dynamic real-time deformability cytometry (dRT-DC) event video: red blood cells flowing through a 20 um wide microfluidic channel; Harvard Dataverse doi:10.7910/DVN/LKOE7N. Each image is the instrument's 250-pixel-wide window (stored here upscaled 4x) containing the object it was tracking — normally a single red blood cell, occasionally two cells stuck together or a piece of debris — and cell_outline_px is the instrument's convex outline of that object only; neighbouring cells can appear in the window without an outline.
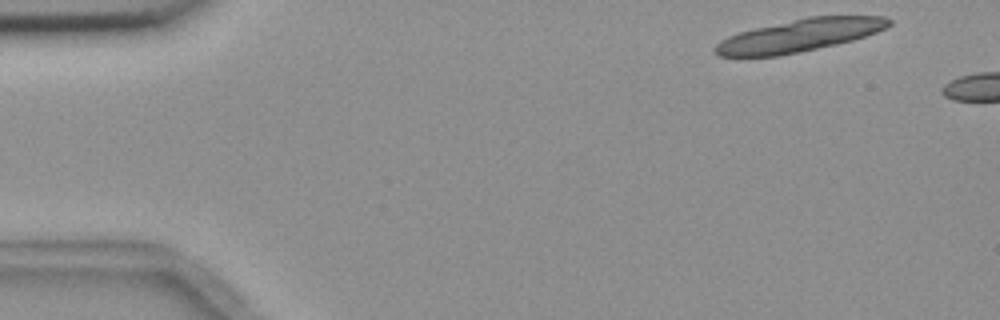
{"species": "common noctule bat (a hibernating species)", "species_latin": "Nyctalus noctula", "temperature_condition": "room temperature", "stored_images_in_passage": 2, "camera_frame_rate_fps": 3000, "um_per_image_px": 0.085, "animal": {"sex": "female", "body_mass_g": 18.4}, "frame": {"image": 1, "passage_image": 1, "time_ms": 0.0, "image_size_px": [1000, 320], "cell_outline_px": [[892, 24], [876, 32], [852, 40], [836, 44], [776, 56], [720, 56], [712, 52], [712, 48], [720, 40], [728, 36], [740, 32], [756, 28], [808, 16], [884, 16], [892, 20]], "centroid_in_image_um": [67.93, 3.01], "position_along_channel_um": 17.1, "area_um2": 32.54}}